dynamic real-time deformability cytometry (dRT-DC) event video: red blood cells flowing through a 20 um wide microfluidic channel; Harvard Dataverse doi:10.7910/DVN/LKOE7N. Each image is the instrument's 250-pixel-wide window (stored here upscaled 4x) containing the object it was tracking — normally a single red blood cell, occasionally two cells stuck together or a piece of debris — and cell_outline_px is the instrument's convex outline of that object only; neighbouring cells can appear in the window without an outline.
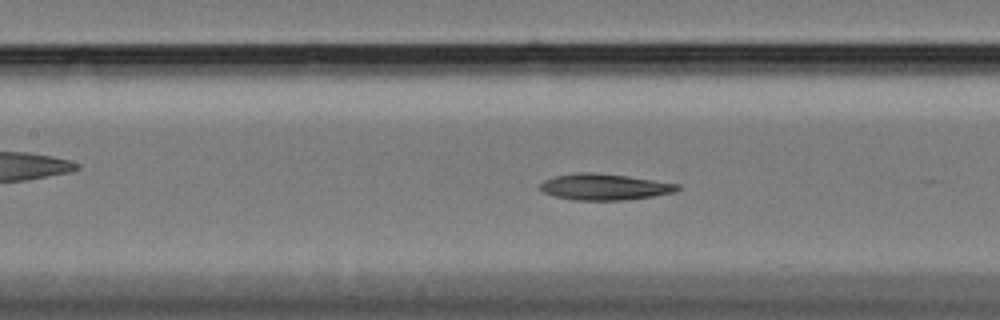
{"species": "Egyptian fruit bat (a non-hibernating species)", "species_latin": "Rousettus aegyptiacus", "temperature_condition": "cold", "stored_images_in_passage": 46, "camera_frame_rate_fps": 3000, "um_per_image_px": 0.085, "animal": {"sex": "female"}, "frame": {"image": 1, "passage_image": 13, "time_ms": 4.0, "image_size_px": [1000, 320], "cell_outline_px": [[680, 188], [676, 192], [652, 196], [624, 200], [576, 200], [556, 196], [544, 192], [540, 188], [540, 184], [544, 180], [556, 176], [576, 172], [592, 172], [628, 176], [680, 184]], "centroid_in_image_um": [51.41, 15.88], "position_along_channel_um": 156.0, "area_um2": 20.87}}
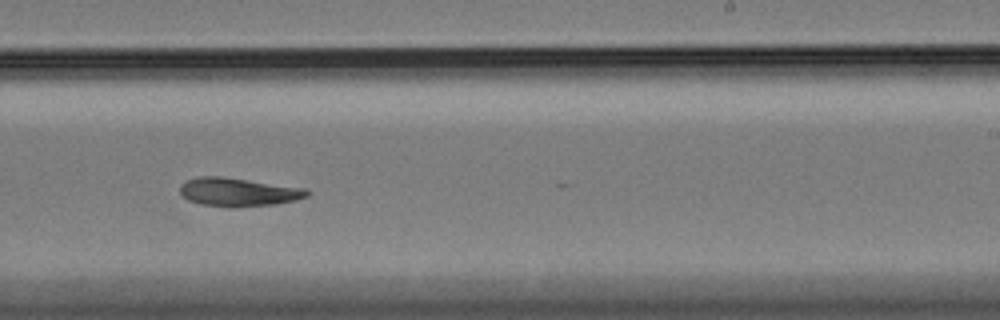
{"frame": {"image": 2, "passage_image": 23, "time_ms": 7.333, "image_size_px": [1000, 320], "cell_outline_px": [[312, 192], [308, 196], [296, 200], [276, 204], [236, 208], [228, 208], [200, 204], [188, 200], [180, 192], [180, 184], [188, 180], [200, 176], [220, 176], [308, 188]], "centroid_in_image_um": [20.3, 16.34], "position_along_channel_um": 268.7, "area_um2": 21.44}}
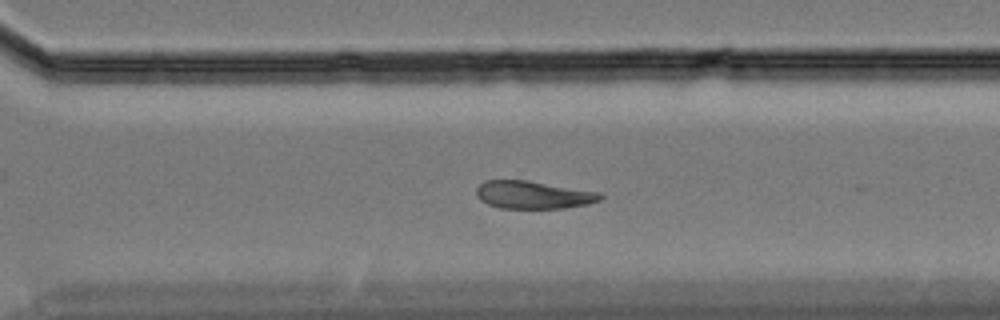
{"frame": {"image": 3, "passage_image": 28, "time_ms": 9.0, "image_size_px": [1000, 320], "cell_outline_px": [[604, 196], [600, 200], [588, 204], [564, 208], [500, 208], [488, 204], [480, 200], [476, 192], [476, 188], [484, 180], [528, 180], [600, 192]], "centroid_in_image_um": [45.33, 16.55], "position_along_channel_um": 325.3, "area_um2": 20.11}}